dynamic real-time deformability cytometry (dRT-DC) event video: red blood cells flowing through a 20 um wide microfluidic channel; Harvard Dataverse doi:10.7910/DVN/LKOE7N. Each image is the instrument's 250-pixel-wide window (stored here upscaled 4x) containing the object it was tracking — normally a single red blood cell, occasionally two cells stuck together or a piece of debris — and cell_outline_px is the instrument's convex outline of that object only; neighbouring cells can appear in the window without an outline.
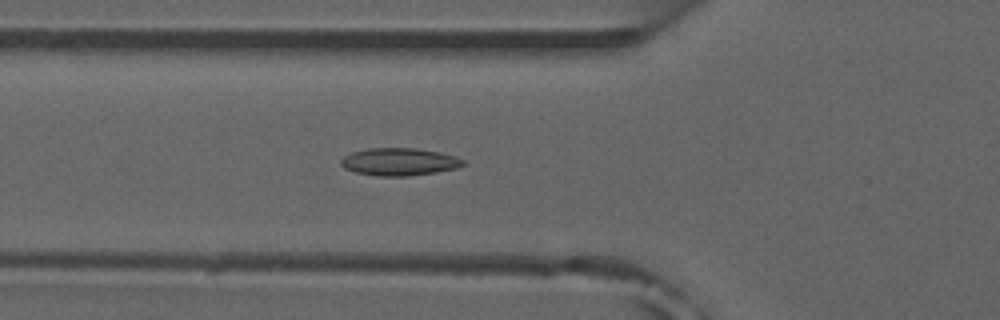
{"species": "common noctule bat (a hibernating species)", "species_latin": "Nyctalus noctula", "temperature_condition": "room temperature", "stored_images_in_passage": 43, "camera_frame_rate_fps": 3000, "um_per_image_px": 0.085, "animal": {"sex": "male", "forearm_length_mm": 52.5}, "frame": {"image": 1, "passage_image": 13, "time_ms": 4.0, "image_size_px": [1000, 320], "cell_outline_px": [[468, 164], [456, 168], [436, 172], [408, 176], [376, 176], [356, 172], [344, 168], [340, 164], [340, 160], [344, 156], [352, 152], [368, 148], [416, 148], [440, 152], [456, 156], [464, 160]], "centroid_in_image_um": [33.96, 13.75], "position_along_channel_um": 91.8, "area_um2": 19.77}}